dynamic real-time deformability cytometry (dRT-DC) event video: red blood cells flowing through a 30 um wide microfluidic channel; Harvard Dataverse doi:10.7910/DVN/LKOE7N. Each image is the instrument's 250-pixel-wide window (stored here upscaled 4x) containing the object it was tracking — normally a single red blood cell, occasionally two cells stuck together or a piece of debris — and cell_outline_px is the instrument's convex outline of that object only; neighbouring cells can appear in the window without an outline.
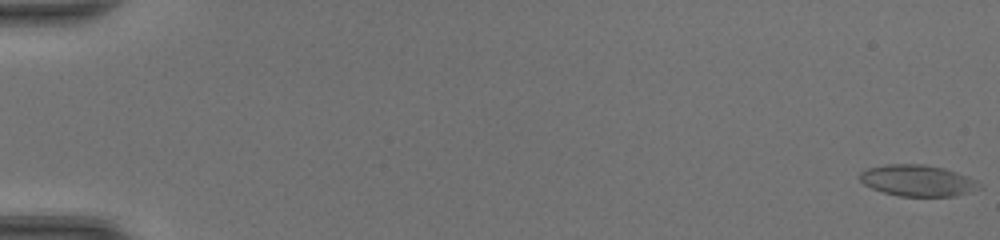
{"species": "common noctule bat (a hibernating species)", "species_latin": "Nyctalus noctula", "temperature_condition": "room temperature", "stored_images_in_passage": 49, "camera_frame_rate_fps": 3000, "um_per_image_px": 0.085, "animal": {"sex": "female", "body_mass_g": 20.0, "forearm_length_mm": 54.0}, "frame": {"image": 1, "passage_image": 1, "time_ms": 0.0, "image_size_px": [1000, 240], "cell_outline_px": [[984, 188], [956, 196], [900, 196], [884, 192], [872, 188], [864, 184], [860, 180], [860, 172], [868, 168], [884, 164], [924, 164], [944, 168], [968, 176], [976, 180]], "centroid_in_image_um": [78.03, 15.34], "position_along_channel_um": 7.0, "area_um2": 21.91}}
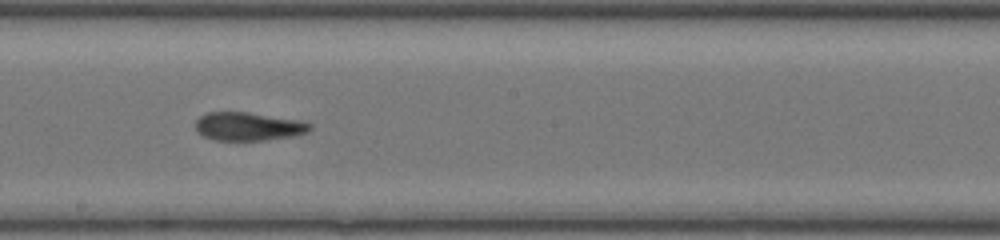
{"frame": {"image": 2, "passage_image": 29, "time_ms": 9.333, "image_size_px": [1000, 240], "cell_outline_px": [[312, 128], [308, 132], [296, 136], [264, 140], [216, 140], [204, 136], [196, 132], [196, 120], [200, 116], [208, 112], [248, 112], [300, 120], [312, 124]], "centroid_in_image_um": [21.13, 10.75], "position_along_channel_um": 227.1, "area_um2": 19.02}}
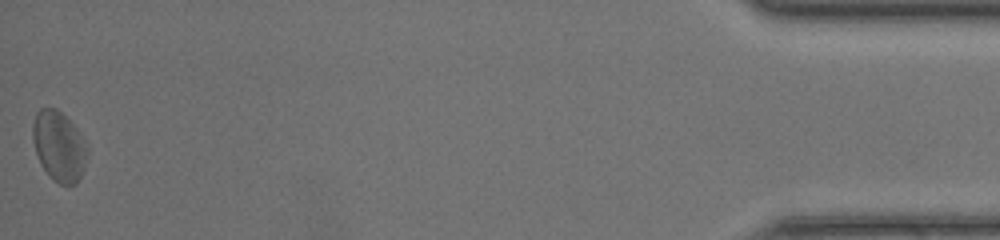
{"frame": {"image": 3, "passage_image": 49, "time_ms": 16.0, "image_size_px": [1000, 240], "cell_outline_px": [[88, 156], [80, 176], [76, 184], [60, 184], [52, 180], [48, 176], [40, 164], [32, 140], [32, 124], [36, 112], [40, 108], [56, 108], [72, 124], [88, 148]], "centroid_in_image_um": [4.98, 12.44], "position_along_channel_um": 430.2, "area_um2": 22.14}, "authors_computed_cell_mechanics": {"area_um2": 20.1722, "velocity_mm_per_s": 4.3781, "shape_relaxation_time_tau1_ms": null, "shape_relaxation_time_tau2_ms": 2.1248, "deformation_change_tau1": null, "deformation_change_tau2": 0.102}}